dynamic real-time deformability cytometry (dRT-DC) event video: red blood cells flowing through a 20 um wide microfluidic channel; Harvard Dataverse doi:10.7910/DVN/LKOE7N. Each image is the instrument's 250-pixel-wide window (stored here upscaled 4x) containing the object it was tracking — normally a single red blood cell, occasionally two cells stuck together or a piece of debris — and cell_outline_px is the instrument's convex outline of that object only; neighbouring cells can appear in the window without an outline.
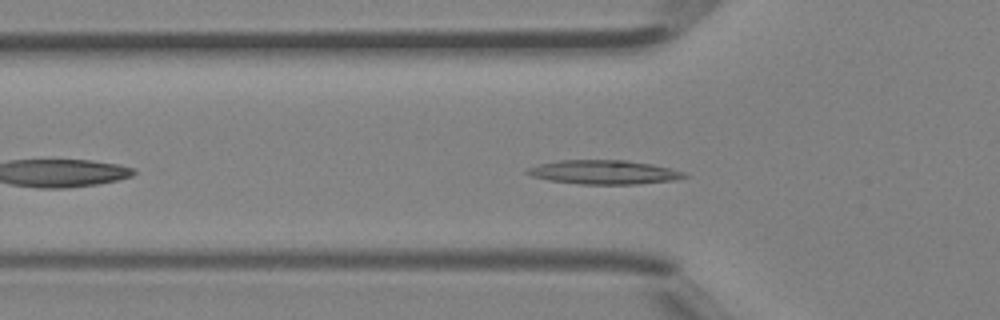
{"species": "Egyptian fruit bat (a non-hibernating species)", "species_latin": "Rousettus aegyptiacus", "temperature_condition": "room temperature", "stored_images_in_passage": 34, "camera_frame_rate_fps": 3000, "um_per_image_px": 0.085, "animal": {"sex": "female"}, "frame": {"image": 1, "passage_image": 6, "time_ms": 1.667, "image_size_px": [1000, 320], "cell_outline_px": [[688, 176], [672, 180], [636, 184], [580, 184], [548, 180], [532, 176], [524, 172], [524, 168], [556, 160], [628, 160], [652, 164], [672, 168], [684, 172]], "centroid_in_image_um": [51.29, 14.62], "position_along_channel_um": 74.5, "area_um2": 22.08}}
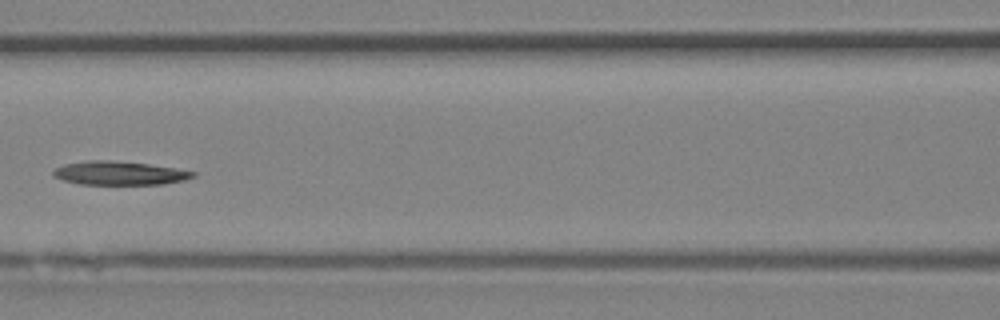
{"frame": {"image": 2, "passage_image": 11, "time_ms": 3.333, "image_size_px": [1000, 320], "cell_outline_px": [[196, 176], [184, 180], [164, 184], [80, 184], [64, 180], [52, 176], [52, 172], [56, 168], [64, 164], [88, 160], [112, 160], [148, 164], [176, 168], [196, 172]], "centroid_in_image_um": [10.16, 14.71], "position_along_channel_um": 156.4, "area_um2": 19.25}}
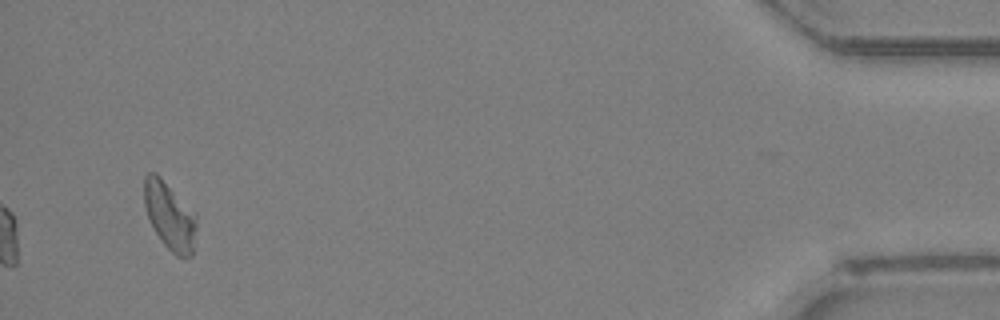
{"frame": {"image": 3, "passage_image": 32, "time_ms": 10.333, "image_size_px": [1000, 320], "cell_outline_px": [[196, 228], [192, 256], [176, 256], [164, 244], [148, 220], [144, 204], [144, 176], [148, 172], [156, 172], [196, 212]], "centroid_in_image_um": [14.42, 18.31], "position_along_channel_um": 420.8, "area_um2": 20.75}}